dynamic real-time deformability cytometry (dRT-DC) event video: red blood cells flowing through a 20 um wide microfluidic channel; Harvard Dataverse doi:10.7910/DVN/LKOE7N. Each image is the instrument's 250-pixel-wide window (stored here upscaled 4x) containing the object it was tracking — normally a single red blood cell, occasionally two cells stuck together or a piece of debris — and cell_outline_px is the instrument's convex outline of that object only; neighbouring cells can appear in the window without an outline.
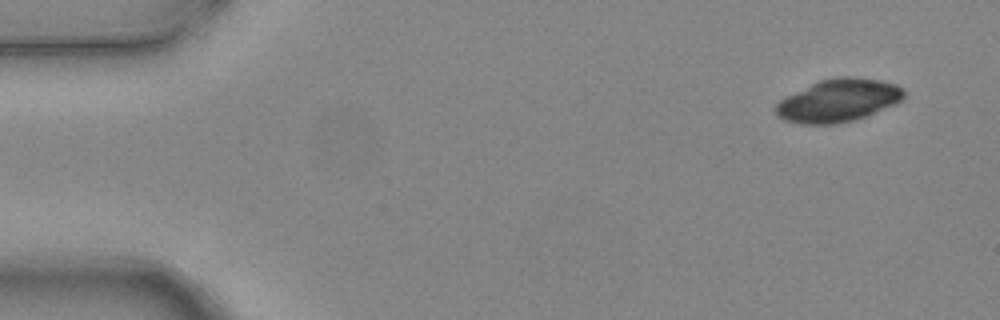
{"species": "common noctule bat (a hibernating species)", "species_latin": "Nyctalus noctula", "temperature_condition": "warm", "stored_images_in_passage": 4, "camera_frame_rate_fps": 3000, "um_per_image_px": 0.085, "animal": {"sex": "female", "body_mass_g": 24.6, "forearm_length_mm": 56.2}, "frame": {"image": 1, "passage_image": 1, "time_ms": 0.0, "image_size_px": [1000, 320], "cell_outline_px": [[904, 96], [900, 100], [892, 104], [856, 120], [836, 124], [800, 124], [784, 120], [776, 112], [776, 104], [780, 100], [820, 80], [836, 76], [856, 76], [880, 80], [896, 84], [904, 88]], "centroid_in_image_um": [71.27, 8.53], "position_along_channel_um": 13.7, "area_um2": 31.62}}
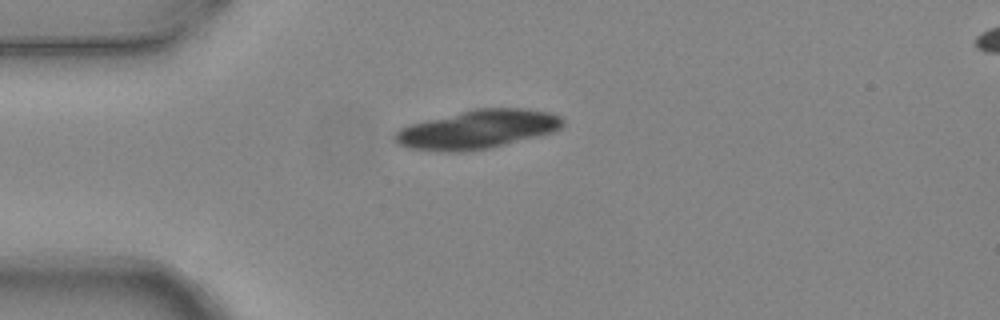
{"frame": {"image": 2, "passage_image": 4, "time_ms": 1.0, "image_size_px": [1000, 320], "cell_outline_px": [[564, 124], [560, 128], [552, 132], [488, 148], [464, 152], [444, 152], [408, 148], [396, 144], [392, 140], [392, 136], [400, 128], [408, 124], [476, 108], [524, 108], [552, 112], [560, 116], [564, 120]], "centroid_in_image_um": [40.54, 10.99], "position_along_channel_um": 44.5, "area_um2": 38.03}}